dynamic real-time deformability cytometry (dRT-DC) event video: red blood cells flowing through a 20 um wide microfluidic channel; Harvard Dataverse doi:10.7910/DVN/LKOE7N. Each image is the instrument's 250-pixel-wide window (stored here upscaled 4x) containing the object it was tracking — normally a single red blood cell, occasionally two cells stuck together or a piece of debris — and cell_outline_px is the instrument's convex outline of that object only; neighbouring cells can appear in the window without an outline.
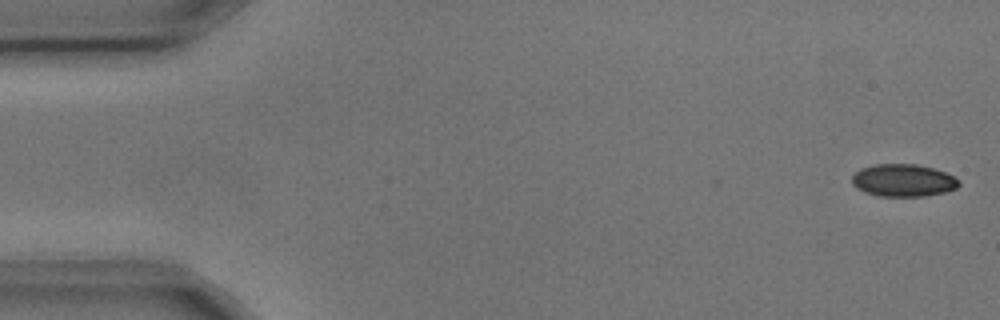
{"species": "common noctule bat (a hibernating species)", "species_latin": "Nyctalus noctula", "temperature_condition": "cold", "stored_images_in_passage": 5, "camera_frame_rate_fps": 3000, "um_per_image_px": 0.085, "animal": {"sex": "male", "body_mass_g": 17.9, "forearm_length_mm": 54.2}, "frame": {"image": 1, "passage_image": 1, "time_ms": 0.0, "image_size_px": [1000, 320], "cell_outline_px": [[960, 184], [956, 188], [944, 192], [924, 196], [880, 196], [864, 192], [856, 188], [852, 184], [852, 176], [860, 168], [876, 164], [916, 164], [932, 168], [944, 172], [960, 180]], "centroid_in_image_um": [76.75, 15.33], "position_along_channel_um": 8.2, "area_um2": 20.17}}
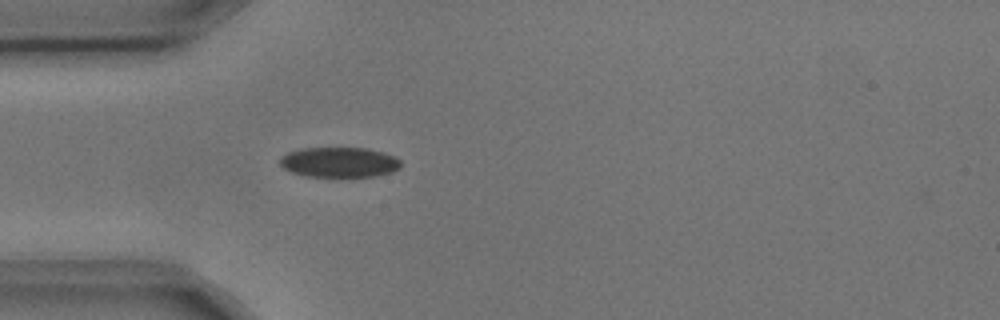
{"frame": {"image": 2, "passage_image": 5, "time_ms": 1.333, "image_size_px": [1000, 320], "cell_outline_px": [[400, 168], [392, 172], [376, 176], [308, 176], [292, 172], [284, 168], [280, 164], [280, 156], [288, 152], [304, 148], [368, 148], [384, 152], [396, 156], [400, 160]], "centroid_in_image_um": [28.87, 13.78], "position_along_channel_um": 56.1, "area_um2": 21.21}}